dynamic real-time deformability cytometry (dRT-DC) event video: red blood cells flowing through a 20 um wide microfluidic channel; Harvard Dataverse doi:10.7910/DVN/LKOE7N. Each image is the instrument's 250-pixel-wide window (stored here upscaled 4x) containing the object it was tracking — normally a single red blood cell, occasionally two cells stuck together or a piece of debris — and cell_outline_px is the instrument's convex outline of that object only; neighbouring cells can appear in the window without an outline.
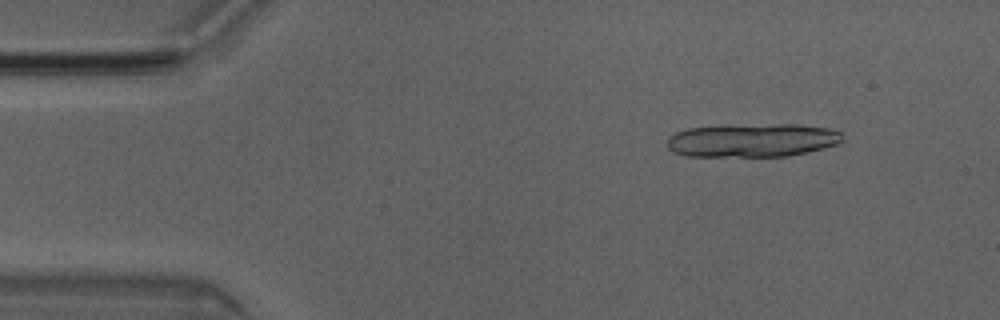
{"species": "Egyptian fruit bat (a non-hibernating species)", "species_latin": "Rousettus aegyptiacus", "temperature_condition": "room temperature", "stored_images_in_passage": 5, "camera_frame_rate_fps": 3000, "um_per_image_px": 0.085, "animal": {"sex": "male"}, "frame": {"image": 1, "passage_image": 2, "time_ms": 0.333, "image_size_px": [1000, 320], "cell_outline_px": [[844, 140], [840, 144], [808, 152], [788, 156], [684, 156], [672, 152], [668, 148], [668, 140], [676, 132], [688, 128], [776, 124], [800, 124], [828, 128], [844, 132]], "centroid_in_image_um": [64.05, 11.93], "position_along_channel_um": 21.0, "area_um2": 34.22}}
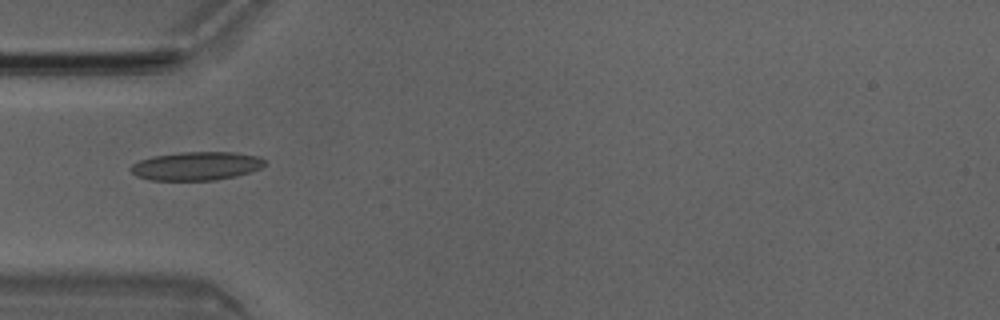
{"frame": {"image": 2, "passage_image": 4, "time_ms": 1.0, "image_size_px": [1000, 320], "cell_outline_px": [[268, 164], [260, 168], [236, 176], [216, 180], [152, 180], [136, 176], [128, 168], [132, 164], [140, 160], [152, 156], [180, 152], [232, 152], [260, 156], [268, 160]], "centroid_in_image_um": [16.72, 14.1], "position_along_channel_um": 68.3, "area_um2": 22.48}}